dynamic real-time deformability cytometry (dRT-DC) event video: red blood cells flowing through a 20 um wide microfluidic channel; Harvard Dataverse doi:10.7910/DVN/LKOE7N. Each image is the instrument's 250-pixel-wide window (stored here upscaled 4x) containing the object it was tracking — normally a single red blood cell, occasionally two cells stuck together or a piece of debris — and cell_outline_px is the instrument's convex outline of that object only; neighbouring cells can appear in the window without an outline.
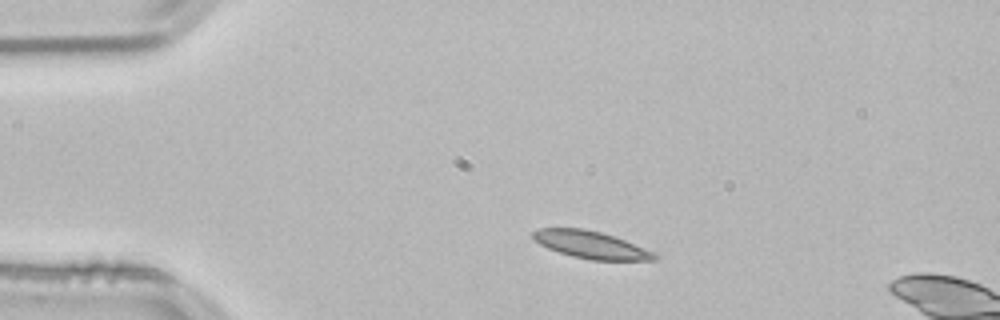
{"species": "common noctule bat (a hibernating species)", "species_latin": "Nyctalus noctula", "temperature_condition": "room temperature", "stored_images_in_passage": 45, "camera_frame_rate_fps": 3000, "um_per_image_px": 0.085, "animal": {"sex": "male", "body_mass_g": 21.5, "forearm_length_mm": 52.0}, "frame": {"image": 1, "passage_image": 1, "time_ms": 0.0, "image_size_px": [1000, 320], "cell_outline_px": [[660, 256], [656, 260], [592, 260], [572, 256], [548, 248], [540, 244], [532, 236], [532, 232], [540, 228], [584, 228], [600, 232], [624, 240], [656, 252]], "centroid_in_image_um": [50.27, 20.81], "position_along_channel_um": 34.7, "area_um2": 19.25}}
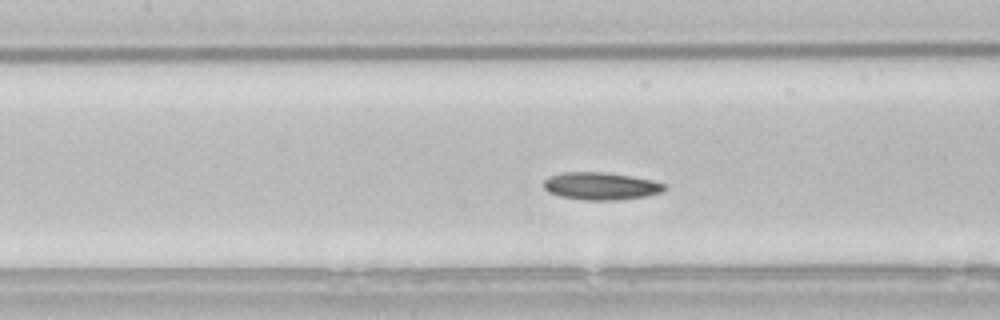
{"frame": {"image": 2, "passage_image": 14, "time_ms": 4.333, "image_size_px": [1000, 320], "cell_outline_px": [[668, 188], [660, 192], [644, 196], [616, 200], [584, 200], [560, 196], [548, 192], [544, 188], [544, 180], [548, 176], [564, 172], [604, 172], [632, 176], [652, 180], [668, 184]], "centroid_in_image_um": [51.08, 15.81], "position_along_channel_um": 156.3, "area_um2": 19.42}}
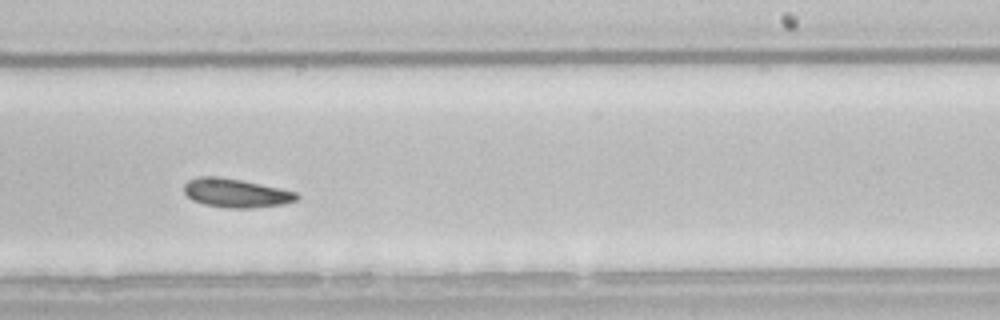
{"frame": {"image": 3, "passage_image": 23, "time_ms": 7.333, "image_size_px": [1000, 320], "cell_outline_px": [[300, 196], [296, 200], [284, 204], [248, 208], [228, 208], [204, 204], [192, 200], [184, 192], [184, 184], [188, 180], [196, 176], [220, 176], [280, 188], [296, 192]], "centroid_in_image_um": [20.03, 16.4], "position_along_channel_um": 269.0, "area_um2": 18.9}, "authors_computed_cell_mechanics": {"area_um2": 19.0162, "velocity_mm_per_s": 3.773, "shape_relaxation_time_tau1_ms": 5.0399, "shape_relaxation_time_tau2_ms": 5.3704, "deformation_change_tau1": 0.0787, "deformation_change_tau2": 0.1046}}